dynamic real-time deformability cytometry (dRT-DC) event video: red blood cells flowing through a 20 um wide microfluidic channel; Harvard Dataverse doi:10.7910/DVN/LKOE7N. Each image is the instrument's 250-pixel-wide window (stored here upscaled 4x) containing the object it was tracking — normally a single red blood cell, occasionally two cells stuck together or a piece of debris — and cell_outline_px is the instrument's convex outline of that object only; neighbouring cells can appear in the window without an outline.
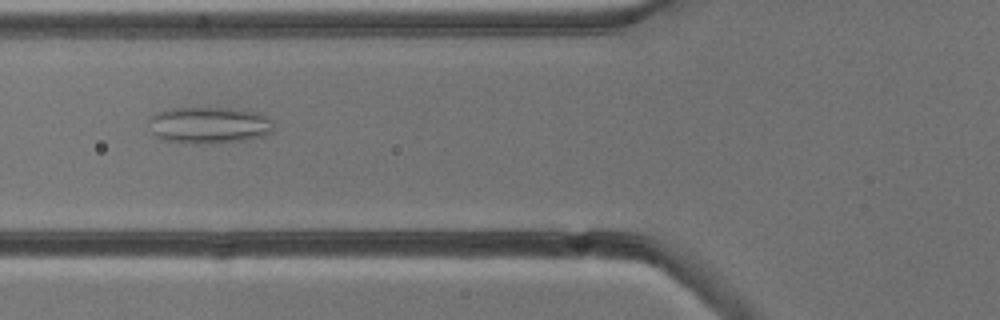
{"species": "common noctule bat (a hibernating species)", "species_latin": "Nyctalus noctula", "temperature_condition": "cold", "stored_images_in_passage": 7, "camera_frame_rate_fps": 3000, "um_per_image_px": 0.085, "animal": {"sex": "male", "body_mass_g": 13.3}, "frame": {"image": 1, "passage_image": 5, "time_ms": 5.333, "image_size_px": [1000, 320], "cell_outline_px": [[272, 132], [264, 136], [244, 140], [212, 144], [196, 144], [160, 140], [152, 132], [148, 120], [148, 116], [156, 112], [172, 108], [228, 108], [260, 112], [272, 120]], "centroid_in_image_um": [17.75, 10.64], "position_along_channel_um": 108.1, "area_um2": 27.11}}